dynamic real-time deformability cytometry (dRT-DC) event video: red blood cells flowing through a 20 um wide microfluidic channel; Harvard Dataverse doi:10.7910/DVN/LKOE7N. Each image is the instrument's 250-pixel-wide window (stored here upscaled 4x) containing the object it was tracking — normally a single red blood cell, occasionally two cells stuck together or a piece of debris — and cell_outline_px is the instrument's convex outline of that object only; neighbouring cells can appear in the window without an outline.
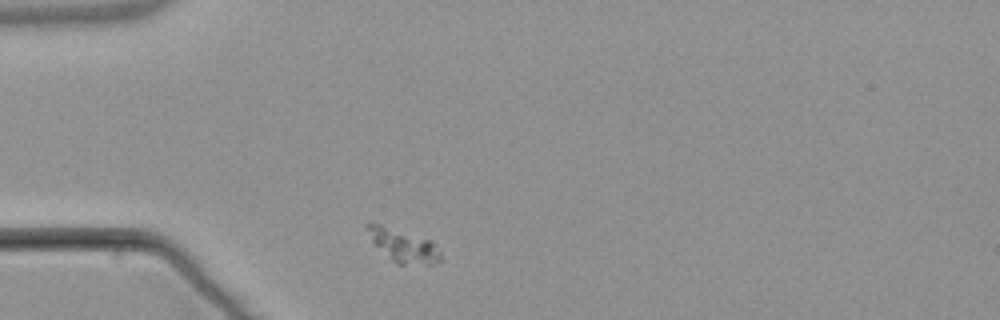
{"species": "common noctule bat (a hibernating species)", "species_latin": "Nyctalus noctula", "temperature_condition": "warm", "stored_images_in_passage": 4, "camera_frame_rate_fps": 3000, "um_per_image_px": 0.085, "animal": {"sex": "male", "body_mass_g": 21.5, "forearm_length_mm": 52.0}, "frame": {"image": 1, "passage_image": 1, "time_ms": 0.0, "image_size_px": [1000, 320], "cell_outline_px": [[440, 260], [432, 264], [396, 264], [372, 240], [364, 224], [368, 220], [432, 240], [440, 252]], "centroid_in_image_um": [34.27, 20.83], "position_along_channel_um": 50.7, "area_um2": 13.93}}
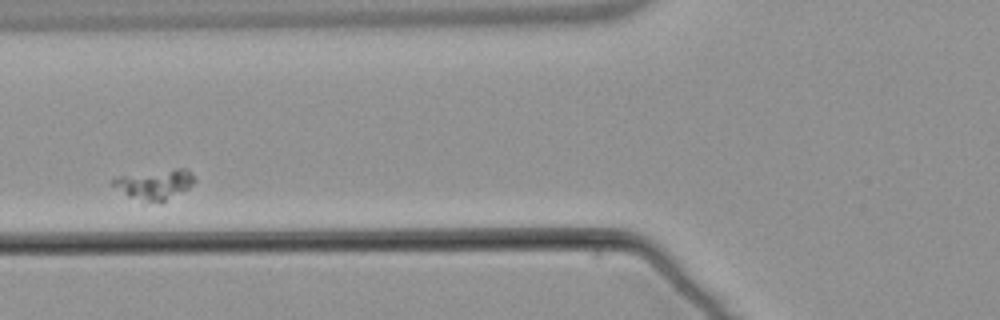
{"frame": {"image": 2, "passage_image": 3, "time_ms": 2.333, "image_size_px": [1000, 320], "cell_outline_px": [[196, 180], [188, 188], [160, 204], [128, 196], [112, 184], [112, 180], [116, 176], [176, 168], [188, 168], [192, 172]], "centroid_in_image_um": [13.2, 15.65], "position_along_channel_um": 112.6, "area_um2": 14.22}}